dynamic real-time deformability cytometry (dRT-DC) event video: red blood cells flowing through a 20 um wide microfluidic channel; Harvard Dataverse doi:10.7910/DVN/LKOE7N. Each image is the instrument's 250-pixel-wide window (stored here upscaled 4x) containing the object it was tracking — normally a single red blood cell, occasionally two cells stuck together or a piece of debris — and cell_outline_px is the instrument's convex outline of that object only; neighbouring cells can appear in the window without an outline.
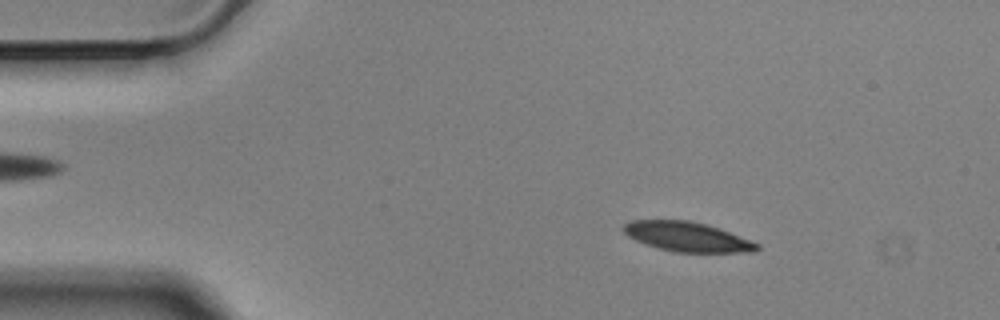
{"species": "Egyptian fruit bat (a non-hibernating species)", "species_latin": "Rousettus aegyptiacus", "temperature_condition": "cold", "stored_images_in_passage": 54, "camera_frame_rate_fps": 3000, "um_per_image_px": 0.085, "animal": {"sex": "male"}, "frame": {"image": 1, "passage_image": 6, "time_ms": 1.667, "image_size_px": [1000, 320], "cell_outline_px": [[760, 248], [756, 252], [676, 252], [644, 244], [628, 236], [620, 228], [628, 220], [688, 220], [720, 228], [760, 244]], "centroid_in_image_um": [58.4, 20.12], "position_along_channel_um": 26.6, "area_um2": 23.06}}
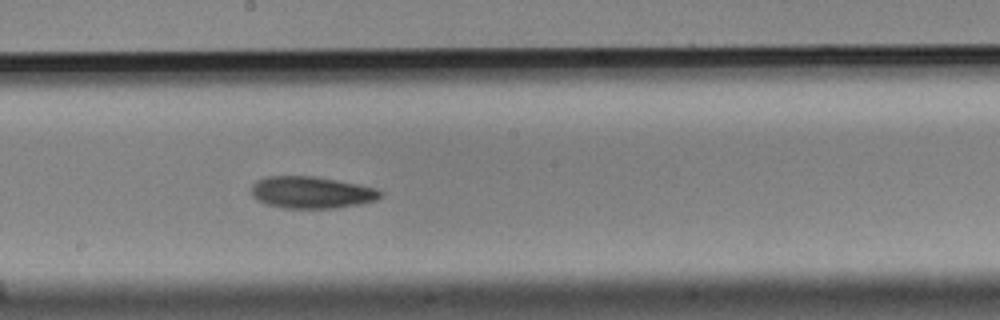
{"frame": {"image": 2, "passage_image": 28, "time_ms": 9.0, "image_size_px": [1000, 320], "cell_outline_px": [[384, 192], [376, 200], [364, 204], [336, 208], [284, 208], [264, 204], [256, 200], [252, 196], [252, 184], [256, 180], [268, 176], [312, 176], [336, 180], [376, 188]], "centroid_in_image_um": [26.46, 16.37], "position_along_channel_um": 221.7, "area_um2": 24.16}}
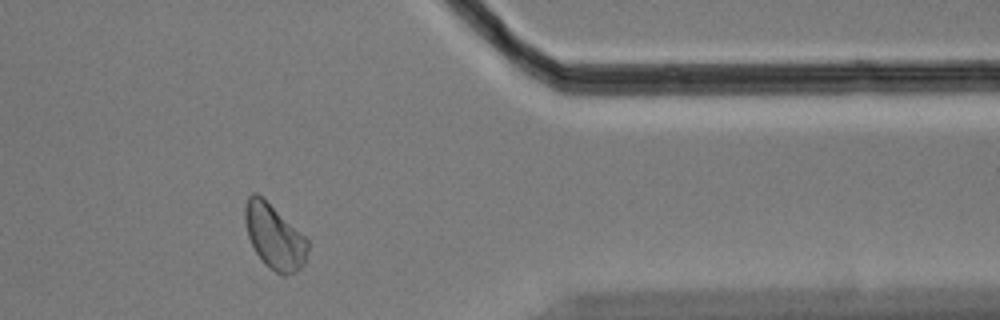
{"frame": {"image": 3, "passage_image": 44, "time_ms": 14.333, "image_size_px": [1000, 320], "cell_outline_px": [[308, 248], [304, 264], [300, 268], [284, 276], [280, 276], [264, 264], [256, 252], [248, 236], [244, 220], [244, 204], [248, 196], [252, 192], [256, 192], [304, 236], [308, 240]], "centroid_in_image_um": [23.28, 20.13], "position_along_channel_um": 388.1, "area_um2": 23.29}, "authors_computed_cell_mechanics": {"area_um2": 23.9581, "velocity_mm_per_s": 3.473, "shape_relaxation_time_tau1_ms": 3.6374, "shape_relaxation_time_tau2_ms": null, "deformation_change_tau1": 0.0825, "deformation_change_tau2": null}}